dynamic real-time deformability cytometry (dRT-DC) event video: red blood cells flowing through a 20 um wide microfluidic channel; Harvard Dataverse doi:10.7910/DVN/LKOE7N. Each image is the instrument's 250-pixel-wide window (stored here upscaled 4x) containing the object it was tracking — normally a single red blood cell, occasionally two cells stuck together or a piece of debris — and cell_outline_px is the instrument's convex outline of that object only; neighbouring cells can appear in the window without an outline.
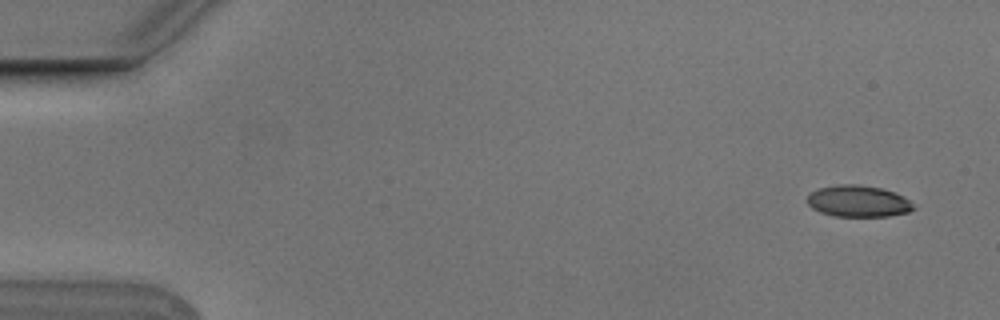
{"species": "Egyptian fruit bat (a non-hibernating species)", "species_latin": "Rousettus aegyptiacus", "temperature_condition": "cold", "stored_images_in_passage": 7, "camera_frame_rate_fps": 3000, "um_per_image_px": 0.085, "animal": {"sex": "male"}, "frame": {"image": 1, "passage_image": 1, "time_ms": 0.0, "image_size_px": [1000, 320], "cell_outline_px": [[916, 208], [908, 212], [888, 216], [836, 216], [820, 212], [812, 208], [808, 204], [808, 196], [812, 192], [820, 188], [840, 184], [860, 184], [880, 188], [896, 192], [904, 196]], "centroid_in_image_um": [72.97, 17.1], "position_along_channel_um": 12.0, "area_um2": 19.42}}
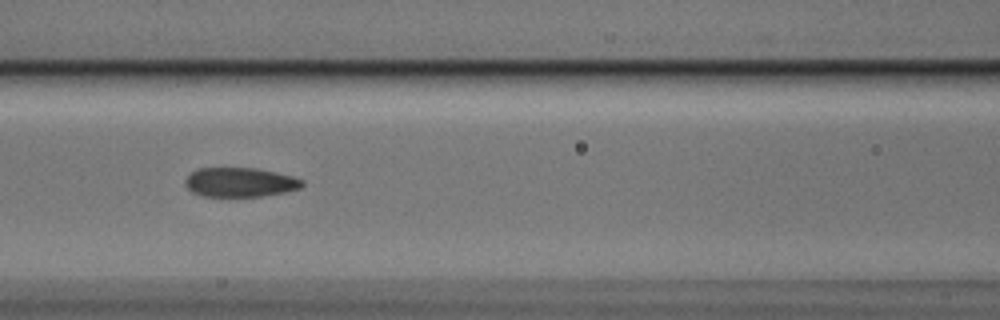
{"frame": {"image": 2, "passage_image": 7, "time_ms": 2.0, "image_size_px": [1000, 320], "cell_outline_px": [[304, 184], [300, 188], [284, 192], [260, 196], [204, 196], [192, 192], [184, 184], [184, 180], [196, 168], [256, 168], [276, 172], [292, 176], [304, 180]], "centroid_in_image_um": [20.39, 15.48], "position_along_channel_um": 146.2, "area_um2": 19.94}}